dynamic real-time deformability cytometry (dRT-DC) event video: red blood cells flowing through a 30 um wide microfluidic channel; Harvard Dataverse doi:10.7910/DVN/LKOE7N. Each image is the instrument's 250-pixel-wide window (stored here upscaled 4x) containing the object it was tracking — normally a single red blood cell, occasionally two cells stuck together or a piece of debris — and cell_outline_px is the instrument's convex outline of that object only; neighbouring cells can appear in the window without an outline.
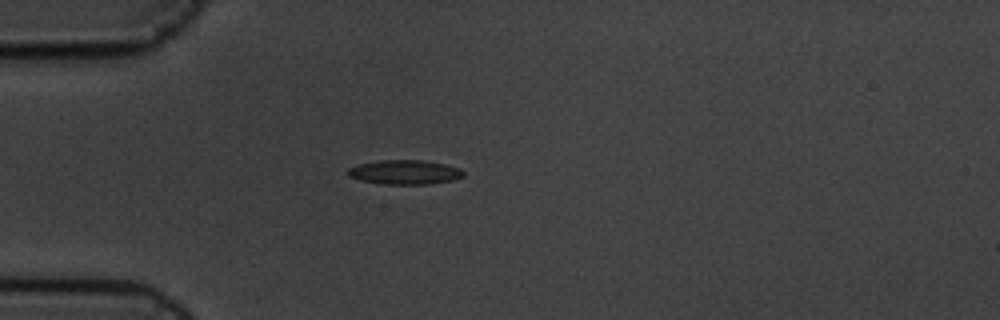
{"species": "common noctule bat (a hibernating species)", "species_latin": "Nyctalus noctula", "temperature_condition": "cold", "stored_images_in_passage": 9, "camera_frame_rate_fps": 3000, "um_per_image_px": 0.085, "animal": {"sex": "male", "body_mass_g": 19.5, "forearm_length_mm": 54.6}, "frame": {"image": 1, "passage_image": 3, "time_ms": 0.667, "image_size_px": [1000, 320], "cell_outline_px": [[464, 176], [452, 180], [428, 184], [380, 184], [360, 180], [348, 176], [348, 168], [360, 164], [380, 160], [424, 160], [444, 164], [460, 168], [464, 172]], "centroid_in_image_um": [34.4, 14.64], "position_along_channel_um": 50.6, "area_um2": 16.36}}
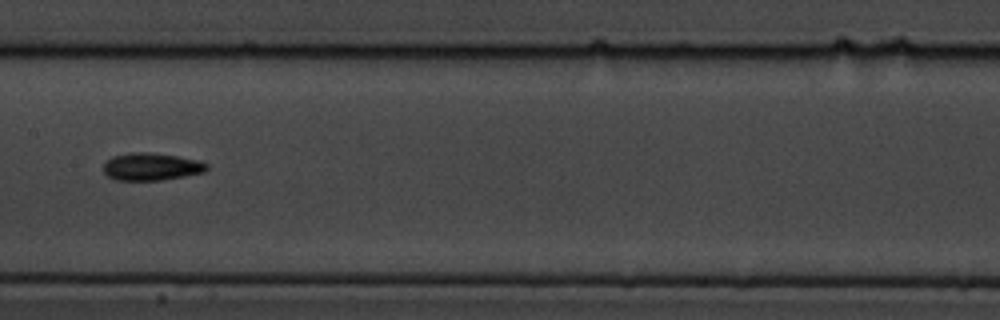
{"frame": {"image": 2, "passage_image": 7, "time_ms": 2.0, "image_size_px": [1000, 320], "cell_outline_px": [[208, 168], [204, 172], [184, 176], [160, 180], [116, 180], [108, 176], [104, 172], [104, 164], [112, 156], [132, 152], [144, 152], [176, 156], [200, 160], [208, 164]], "centroid_in_image_um": [12.87, 14.17], "position_along_channel_um": 194.5, "area_um2": 16.42}}
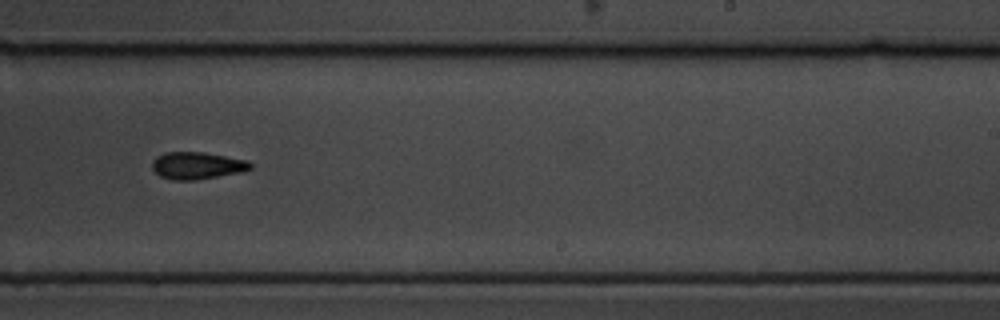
{"frame": {"image": 3, "passage_image": 9, "time_ms": 2.667, "image_size_px": [1000, 320], "cell_outline_px": [[252, 168], [240, 172], [196, 180], [172, 180], [160, 176], [152, 168], [152, 160], [156, 156], [164, 152], [204, 152], [248, 160], [252, 164]], "centroid_in_image_um": [16.73, 14.06], "position_along_channel_um": 272.3, "area_um2": 15.61}}